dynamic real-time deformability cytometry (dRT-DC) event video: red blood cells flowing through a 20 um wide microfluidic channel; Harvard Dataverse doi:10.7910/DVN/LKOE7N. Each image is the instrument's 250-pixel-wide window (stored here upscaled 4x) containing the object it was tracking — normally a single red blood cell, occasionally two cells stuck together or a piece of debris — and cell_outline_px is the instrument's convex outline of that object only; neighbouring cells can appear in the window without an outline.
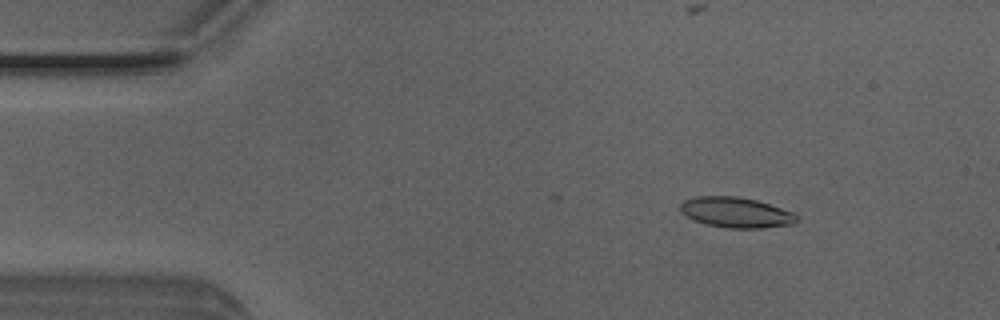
{"species": "Egyptian fruit bat (a non-hibernating species)", "species_latin": "Rousettus aegyptiacus", "temperature_condition": "room temperature", "stored_images_in_passage": 39, "camera_frame_rate_fps": 3000, "um_per_image_px": 0.085, "animal": {"sex": "male"}, "frame": {"image": 1, "passage_image": 7, "time_ms": 2.0, "image_size_px": [1000, 320], "cell_outline_px": [[800, 220], [796, 224], [760, 228], [728, 228], [704, 224], [680, 212], [680, 204], [684, 200], [696, 196], [736, 196], [756, 200], [792, 212], [800, 216]], "centroid_in_image_um": [62.59, 18.06], "position_along_channel_um": 22.4, "area_um2": 20.69}}
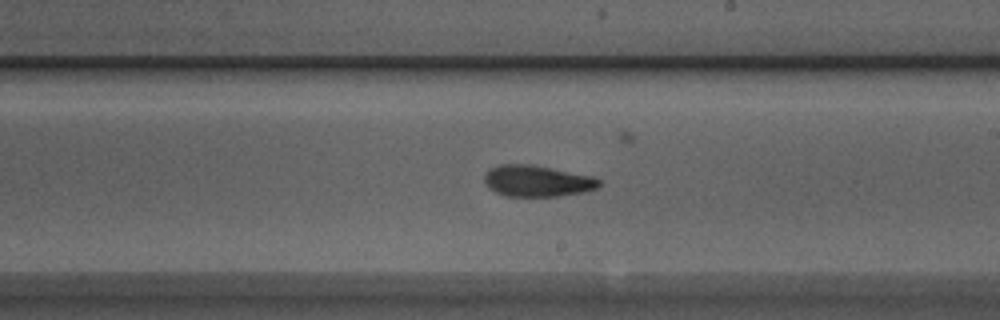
{"frame": {"image": 2, "passage_image": 29, "time_ms": 9.333, "image_size_px": [1000, 320], "cell_outline_px": [[600, 184], [596, 188], [584, 192], [556, 196], [508, 196], [496, 192], [488, 188], [484, 184], [484, 176], [492, 168], [500, 164], [532, 164], [596, 176], [600, 180]], "centroid_in_image_um": [45.68, 15.37], "position_along_channel_um": 243.3, "area_um2": 21.04}}
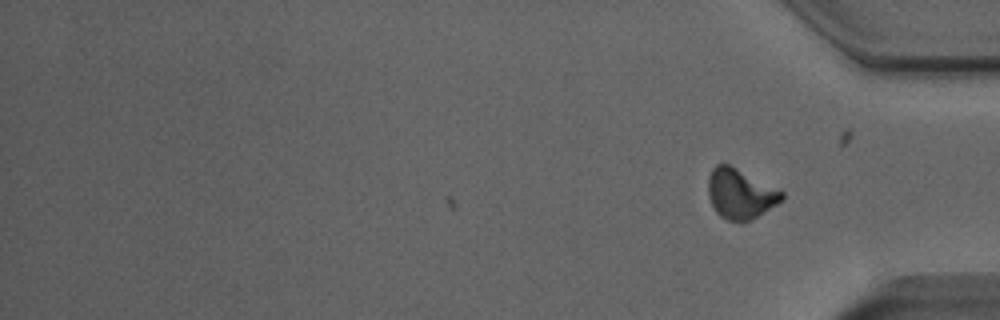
{"frame": {"image": 3, "passage_image": 39, "time_ms": 12.667, "image_size_px": [1000, 320], "cell_outline_px": [[784, 196], [776, 204], [764, 212], [744, 224], [740, 224], [728, 220], [720, 216], [716, 212], [708, 196], [708, 180], [712, 168], [716, 164], [732, 164], [784, 192]], "centroid_in_image_um": [62.9, 16.47], "position_along_channel_um": 372.3, "area_um2": 21.73}, "authors_computed_cell_mechanics": {"area_um2": 20.8658, "velocity_mm_per_s": 3.9861, "shape_relaxation_time_tau1_ms": 5.5558, "shape_relaxation_time_tau2_ms": 2.5311, "deformation_change_tau1": 0.1877, "deformation_change_tau2": 0.0971}}